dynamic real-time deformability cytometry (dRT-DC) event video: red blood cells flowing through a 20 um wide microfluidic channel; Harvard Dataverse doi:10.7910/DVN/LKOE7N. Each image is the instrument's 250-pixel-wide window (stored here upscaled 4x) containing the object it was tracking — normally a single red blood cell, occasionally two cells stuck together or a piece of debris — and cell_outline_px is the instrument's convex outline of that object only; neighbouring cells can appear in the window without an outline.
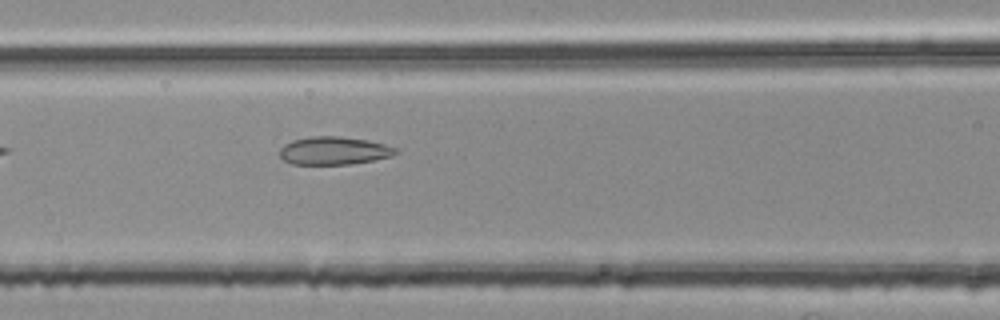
{"species": "common noctule bat (a hibernating species)", "species_latin": "Nyctalus noctula", "temperature_condition": "room temperature", "stored_images_in_passage": 6, "camera_frame_rate_fps": 3000, "um_per_image_px": 0.085, "animal": {"sex": "female", "body_mass_g": 25.1}, "frame": {"image": 1, "passage_image": 6, "time_ms": 1.667, "image_size_px": [1000, 320], "cell_outline_px": [[400, 152], [392, 156], [352, 164], [292, 164], [284, 160], [280, 156], [280, 148], [284, 144], [292, 140], [312, 136], [340, 136], [368, 140], [400, 148]], "centroid_in_image_um": [28.42, 12.8], "position_along_channel_um": 138.2, "area_um2": 19.07}}